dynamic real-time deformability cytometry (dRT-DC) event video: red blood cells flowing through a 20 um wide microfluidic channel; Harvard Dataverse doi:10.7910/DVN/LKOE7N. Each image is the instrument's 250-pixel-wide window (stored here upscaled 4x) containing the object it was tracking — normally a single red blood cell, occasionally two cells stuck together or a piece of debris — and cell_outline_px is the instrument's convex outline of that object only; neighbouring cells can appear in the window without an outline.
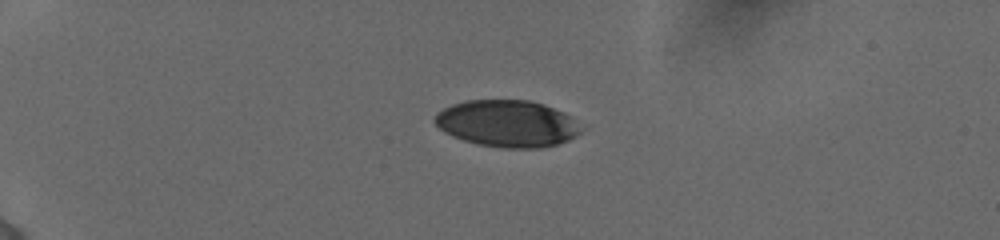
{"species": "human", "species_latin": "Homo sapiens", "temperature_condition": "cold", "stored_images_in_passage": 9, "camera_frame_rate_fps": 3000, "um_per_image_px": 0.085, "donor": {"sex": "female"}, "frame": {"image": 1, "passage_image": 6, "time_ms": 4.0, "image_size_px": [1000, 240], "cell_outline_px": [[580, 132], [576, 136], [568, 140], [556, 144], [540, 148], [500, 148], [476, 144], [452, 136], [444, 132], [432, 120], [444, 108], [452, 104], [468, 100], [528, 100], [544, 104], [564, 112], [572, 116]], "centroid_in_image_um": [43.1, 10.5], "position_along_channel_um": 41.9, "area_um2": 39.77}}
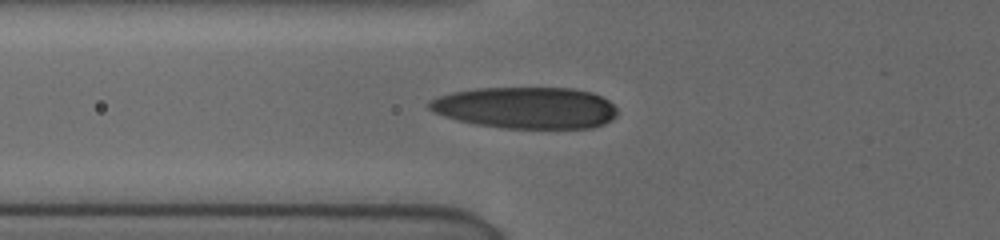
{"frame": {"image": 2, "passage_image": 9, "time_ms": 6.667, "image_size_px": [1000, 240], "cell_outline_px": [[616, 116], [612, 120], [604, 124], [592, 128], [500, 128], [476, 124], [456, 120], [444, 116], [428, 108], [428, 104], [432, 100], [440, 96], [452, 92], [476, 88], [572, 88], [592, 92], [608, 100], [616, 108]], "centroid_in_image_um": [44.72, 9.16], "position_along_channel_um": 81.1, "area_um2": 45.6}}